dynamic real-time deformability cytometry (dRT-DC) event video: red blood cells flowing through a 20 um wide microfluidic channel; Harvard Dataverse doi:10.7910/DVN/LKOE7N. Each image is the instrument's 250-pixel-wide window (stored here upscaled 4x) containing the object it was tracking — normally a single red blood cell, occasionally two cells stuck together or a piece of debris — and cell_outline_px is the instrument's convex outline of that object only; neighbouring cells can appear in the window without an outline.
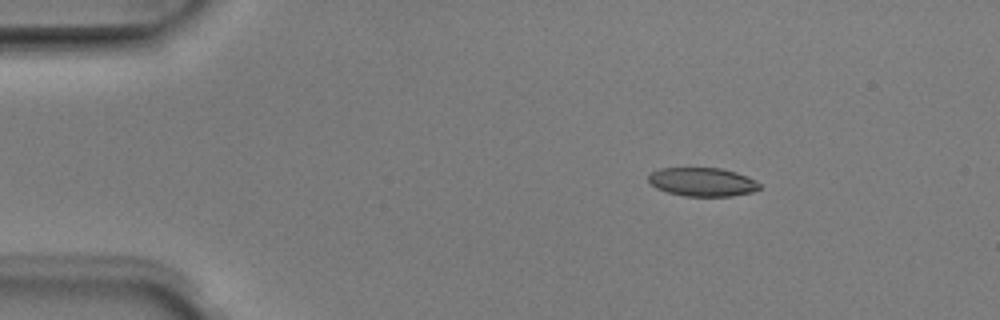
{"species": "Egyptian fruit bat (a non-hibernating species)", "species_latin": "Rousettus aegyptiacus", "temperature_condition": "room temperature", "stored_images_in_passage": 4, "camera_frame_rate_fps": 3000, "um_per_image_px": 0.085, "animal": {"sex": "male"}, "frame": {"image": 1, "passage_image": 3, "time_ms": 0.667, "image_size_px": [1000, 320], "cell_outline_px": [[760, 188], [752, 192], [732, 196], [684, 196], [668, 192], [656, 188], [648, 180], [648, 176], [652, 172], [660, 168], [720, 168], [736, 172], [748, 176], [756, 180], [760, 184]], "centroid_in_image_um": [59.72, 15.46], "position_along_channel_um": 25.3, "area_um2": 18.55}}
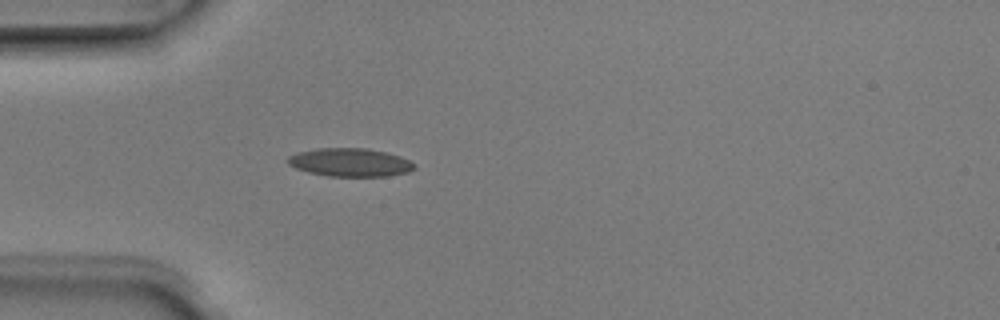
{"frame": {"image": 2, "passage_image": 4, "time_ms": 1.0, "image_size_px": [1000, 320], "cell_outline_px": [[416, 168], [408, 172], [388, 176], [328, 176], [308, 172], [296, 168], [288, 164], [284, 160], [288, 156], [296, 152], [316, 148], [368, 148], [388, 152], [400, 156], [416, 164]], "centroid_in_image_um": [29.74, 13.79], "position_along_channel_um": 55.3, "area_um2": 21.15}}